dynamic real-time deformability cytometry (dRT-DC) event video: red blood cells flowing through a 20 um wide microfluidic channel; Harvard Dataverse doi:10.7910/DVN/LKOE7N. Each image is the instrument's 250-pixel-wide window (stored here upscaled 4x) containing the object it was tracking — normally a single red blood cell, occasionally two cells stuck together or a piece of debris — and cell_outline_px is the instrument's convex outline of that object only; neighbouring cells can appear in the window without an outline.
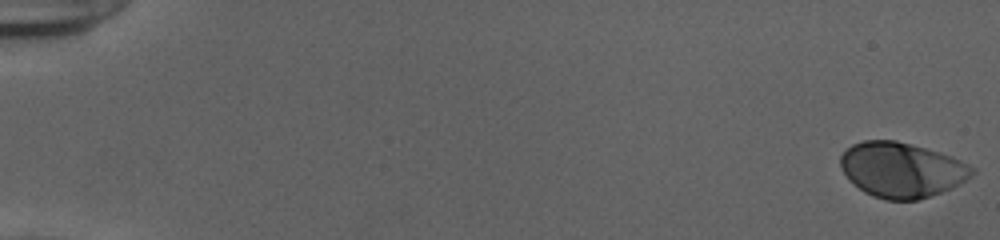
{"species": "human", "species_latin": "Homo sapiens", "temperature_condition": "cold", "stored_images_in_passage": 54, "camera_frame_rate_fps": 3000, "um_per_image_px": 0.085, "donor": {"sex": "female"}, "frame": {"image": 1, "passage_image": 1, "time_ms": 0.0, "image_size_px": [1000, 240], "cell_outline_px": [[976, 172], [972, 176], [952, 188], [916, 200], [884, 200], [872, 196], [864, 192], [840, 168], [840, 156], [852, 144], [864, 140], [896, 140], [952, 156], [976, 168]], "centroid_in_image_um": [76.66, 14.43], "position_along_channel_um": 8.3, "area_um2": 41.96}}
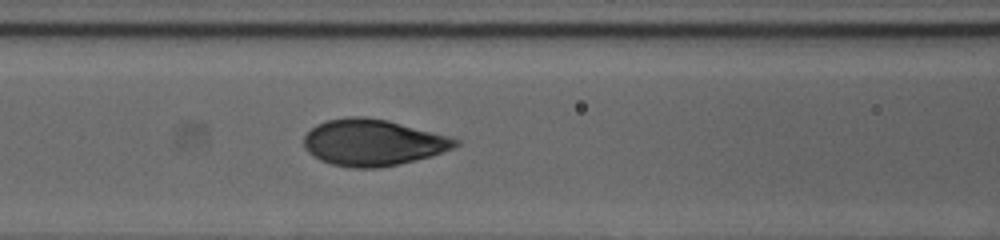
{"frame": {"image": 2, "passage_image": 25, "time_ms": 8.0, "image_size_px": [1000, 240], "cell_outline_px": [[460, 144], [456, 148], [432, 156], [400, 164], [376, 168], [352, 168], [332, 164], [320, 160], [312, 156], [304, 148], [304, 136], [316, 124], [328, 120], [348, 116], [364, 116], [388, 120], [448, 136], [460, 140]], "centroid_in_image_um": [31.71, 12.12], "position_along_channel_um": 134.9, "area_um2": 41.21}}
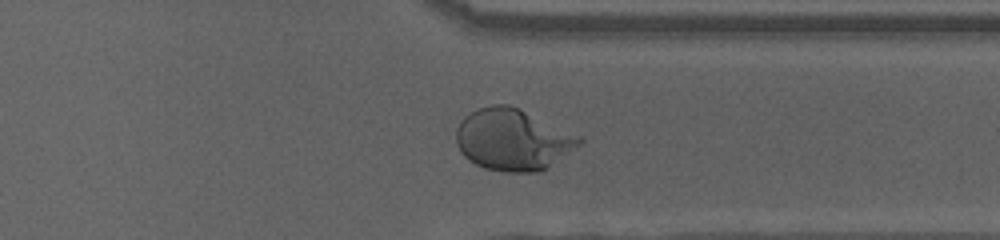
{"frame": {"image": 3, "passage_image": 43, "time_ms": 14.0, "image_size_px": [1000, 240], "cell_outline_px": [[584, 140], [580, 144], [540, 172], [504, 172], [484, 168], [468, 160], [460, 152], [456, 144], [456, 128], [464, 116], [480, 108], [492, 104], [508, 104], [520, 108], [580, 136]], "centroid_in_image_um": [43.55, 11.86], "position_along_channel_um": 367.9, "area_um2": 44.04}, "authors_computed_cell_mechanics": {"area_um2": 41.2981, "velocity_mm_per_s": 3.882, "shape_relaxation_time_tau1_ms": 3.8363, "shape_relaxation_time_tau2_ms": null, "deformation_change_tau1": 0.2003, "deformation_change_tau2": null}}